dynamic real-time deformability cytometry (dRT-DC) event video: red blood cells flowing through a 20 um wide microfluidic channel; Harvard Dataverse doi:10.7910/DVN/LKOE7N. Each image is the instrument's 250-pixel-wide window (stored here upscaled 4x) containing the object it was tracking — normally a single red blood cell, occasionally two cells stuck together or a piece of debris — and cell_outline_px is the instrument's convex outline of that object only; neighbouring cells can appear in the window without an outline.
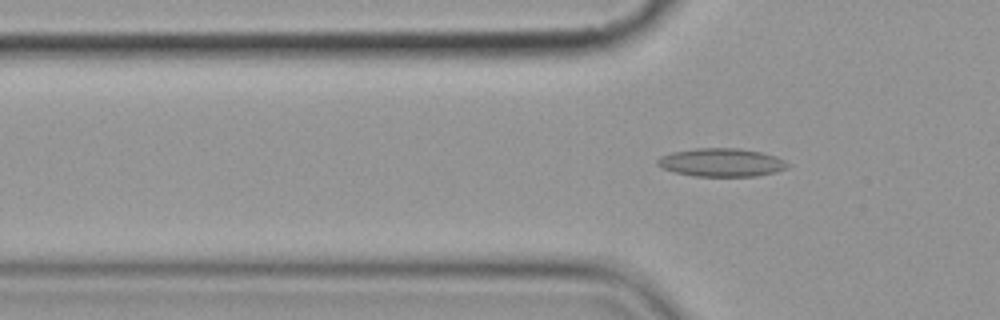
{"species": "common noctule bat (a hibernating species)", "species_latin": "Nyctalus noctula", "temperature_condition": "cold", "stored_images_in_passage": 7, "segment_of_instrument_passage": [2, 2], "camera_frame_rate_fps": 3000, "um_per_image_px": 0.085, "animal": {"sex": "female", "body_mass_g": 19.9}, "frame": {"image": 1, "passage_image": 7, "time_ms": 7.333, "image_size_px": [1000, 320], "cell_outline_px": [[788, 168], [776, 172], [756, 176], [692, 176], [660, 168], [656, 164], [656, 160], [660, 156], [672, 152], [696, 148], [736, 148], [760, 152], [776, 156], [784, 160], [788, 164]], "centroid_in_image_um": [61.29, 13.81], "position_along_channel_um": 64.5, "area_um2": 21.5}}